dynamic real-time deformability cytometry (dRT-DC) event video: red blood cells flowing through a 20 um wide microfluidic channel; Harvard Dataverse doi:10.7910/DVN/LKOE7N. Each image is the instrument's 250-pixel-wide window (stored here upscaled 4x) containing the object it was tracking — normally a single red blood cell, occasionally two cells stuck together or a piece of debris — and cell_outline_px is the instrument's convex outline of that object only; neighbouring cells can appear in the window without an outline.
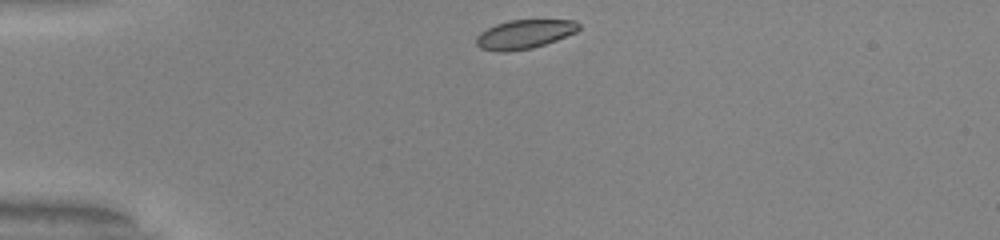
{"species": "common noctule bat (a hibernating species)", "species_latin": "Nyctalus noctula", "temperature_condition": "warm", "stored_images_in_passage": 32, "camera_frame_rate_fps": 3000, "um_per_image_px": 0.085, "animal": {"sex": "male", "body_mass_g": 20.0, "forearm_length_mm": 53.3}, "frame": {"image": 1, "passage_image": 1, "time_ms": 0.0, "image_size_px": [1000, 240], "cell_outline_px": [[580, 28], [576, 32], [556, 40], [532, 48], [504, 52], [500, 52], [480, 48], [476, 44], [476, 36], [480, 32], [496, 24], [508, 20], [576, 20], [580, 24]], "centroid_in_image_um": [44.57, 2.9], "position_along_channel_um": 40.4, "area_um2": 17.28}}
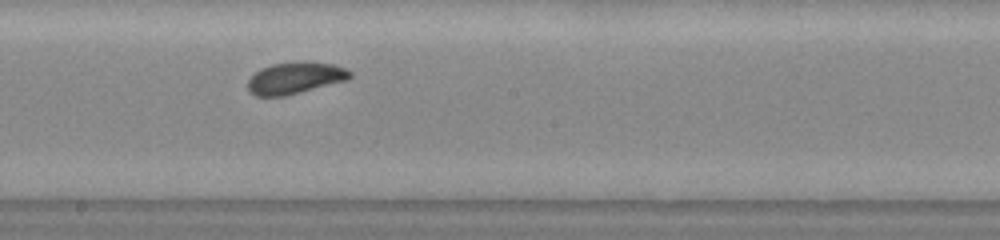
{"frame": {"image": 2, "passage_image": 18, "time_ms": 5.667, "image_size_px": [1000, 240], "cell_outline_px": [[352, 76], [348, 80], [284, 96], [256, 96], [248, 88], [248, 80], [260, 68], [272, 64], [332, 64], [344, 68], [352, 72]], "centroid_in_image_um": [25.08, 6.67], "position_along_channel_um": 223.1, "area_um2": 18.03}}
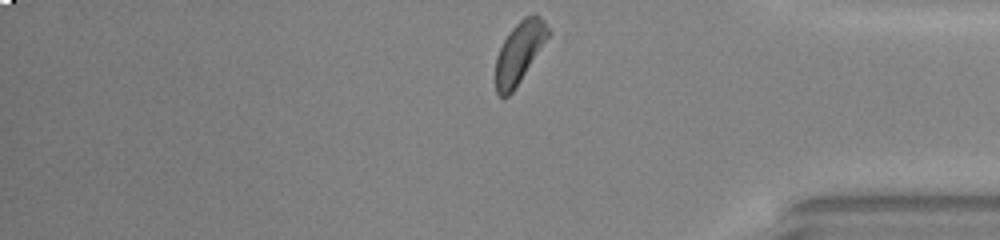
{"frame": {"image": 3, "passage_image": 32, "time_ms": 10.333, "image_size_px": [1000, 240], "cell_outline_px": [[552, 32], [512, 92], [508, 96], [500, 96], [496, 92], [496, 56], [504, 40], [512, 28], [524, 16], [532, 12], [536, 12], [544, 20]], "centroid_in_image_um": [44.17, 4.38], "position_along_channel_um": 391.0, "area_um2": 18.67}, "authors_computed_cell_mechanics": {"area_um2": 18.7561, "velocity_mm_per_s": 3.9476, "shape_relaxation_time_tau1_ms": 2.5784, "shape_relaxation_time_tau2_ms": 1.1851, "deformation_change_tau1": 0.0927, "deformation_change_tau2": 0.0555}}